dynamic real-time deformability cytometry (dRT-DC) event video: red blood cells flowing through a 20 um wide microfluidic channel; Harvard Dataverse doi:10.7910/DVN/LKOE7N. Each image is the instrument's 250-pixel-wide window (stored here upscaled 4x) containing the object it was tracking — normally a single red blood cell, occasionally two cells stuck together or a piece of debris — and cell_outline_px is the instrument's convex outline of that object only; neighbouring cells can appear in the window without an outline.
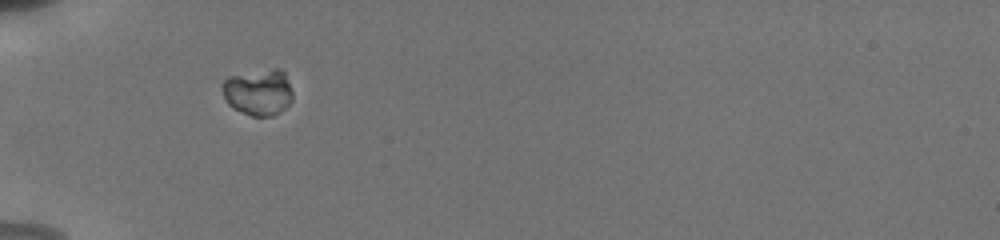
{"species": "human", "species_latin": "Homo sapiens", "temperature_condition": "cold", "stored_images_in_passage": 52, "segment_of_instrument_passage": [2, 2], "camera_frame_rate_fps": 3000, "um_per_image_px": 0.085, "donor": {"sex": "male"}, "frame": {"image": 1, "passage_image": 13, "time_ms": 4.333, "image_size_px": [1000, 240], "cell_outline_px": [[292, 100], [280, 112], [272, 116], [252, 116], [232, 108], [228, 104], [224, 96], [224, 80], [228, 76], [276, 68], [280, 68], [284, 72], [292, 92]], "centroid_in_image_um": [21.97, 7.84], "position_along_channel_um": 63.0, "area_um2": 18.73}}
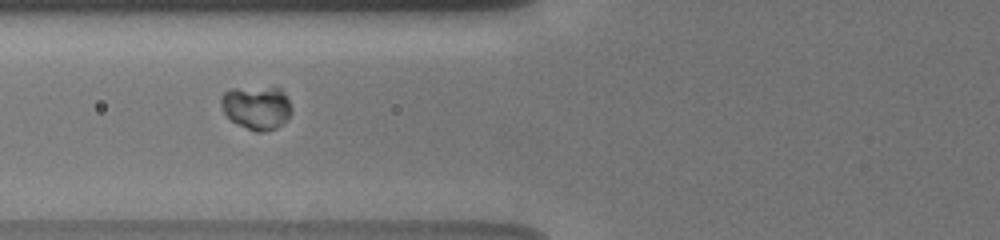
{"frame": {"image": 2, "passage_image": 20, "time_ms": 5.667, "image_size_px": [1000, 240], "cell_outline_px": [[292, 112], [276, 128], [260, 132], [256, 132], [232, 120], [224, 112], [220, 104], [220, 96], [224, 92], [232, 88], [280, 88], [284, 92], [292, 108]], "centroid_in_image_um": [21.79, 9.12], "position_along_channel_um": 104.0, "area_um2": 17.57}}